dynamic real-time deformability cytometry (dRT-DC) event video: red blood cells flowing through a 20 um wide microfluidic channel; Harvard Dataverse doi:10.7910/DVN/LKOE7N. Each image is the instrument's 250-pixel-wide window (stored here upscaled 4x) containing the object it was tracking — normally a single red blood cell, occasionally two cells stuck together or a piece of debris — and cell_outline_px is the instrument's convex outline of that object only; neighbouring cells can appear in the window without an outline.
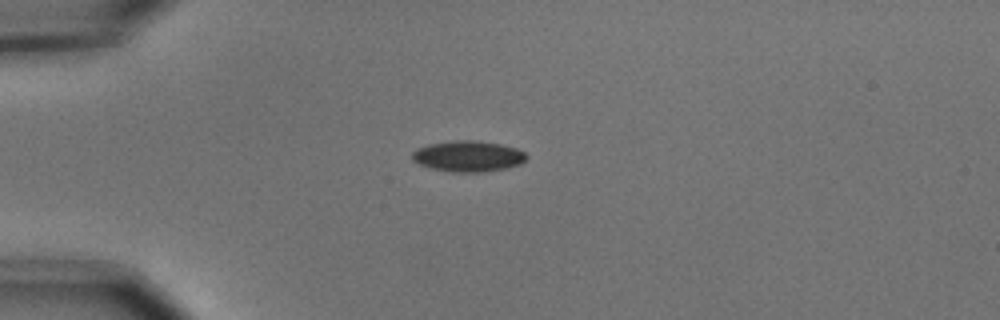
{"species": "common noctule bat (a hibernating species)", "species_latin": "Nyctalus noctula", "temperature_condition": "cold", "stored_images_in_passage": 3, "camera_frame_rate_fps": 3000, "um_per_image_px": 0.085, "animal": {"sex": "male", "body_mass_g": 15.6}, "frame": {"image": 1, "passage_image": 1, "time_ms": 0.0, "image_size_px": [1000, 320], "cell_outline_px": [[528, 156], [520, 164], [508, 168], [480, 172], [452, 172], [432, 168], [420, 164], [412, 160], [412, 152], [416, 148], [428, 144], [452, 140], [472, 140], [500, 144], [516, 148], [524, 152]], "centroid_in_image_um": [39.77, 13.27], "position_along_channel_um": 45.2, "area_um2": 20.58}}
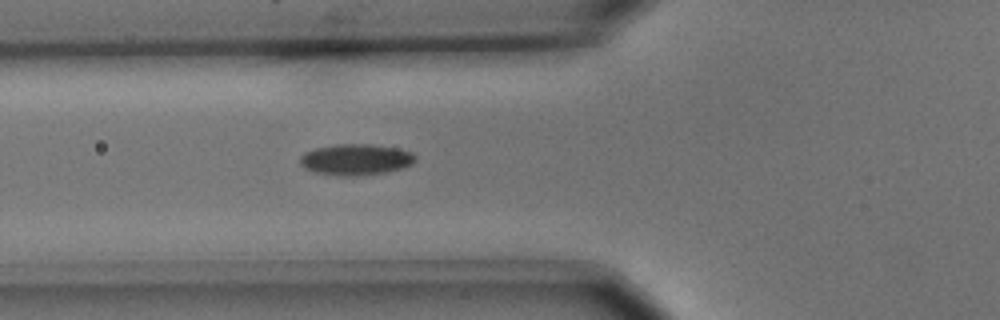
{"frame": {"image": 2, "passage_image": 3, "time_ms": 0.667, "image_size_px": [1000, 320], "cell_outline_px": [[416, 160], [412, 164], [388, 172], [360, 176], [340, 176], [316, 172], [304, 168], [300, 164], [300, 156], [304, 152], [316, 148], [336, 144], [372, 144], [396, 148], [412, 152], [416, 156]], "centroid_in_image_um": [30.24, 13.56], "position_along_channel_um": 95.6, "area_um2": 21.04}}